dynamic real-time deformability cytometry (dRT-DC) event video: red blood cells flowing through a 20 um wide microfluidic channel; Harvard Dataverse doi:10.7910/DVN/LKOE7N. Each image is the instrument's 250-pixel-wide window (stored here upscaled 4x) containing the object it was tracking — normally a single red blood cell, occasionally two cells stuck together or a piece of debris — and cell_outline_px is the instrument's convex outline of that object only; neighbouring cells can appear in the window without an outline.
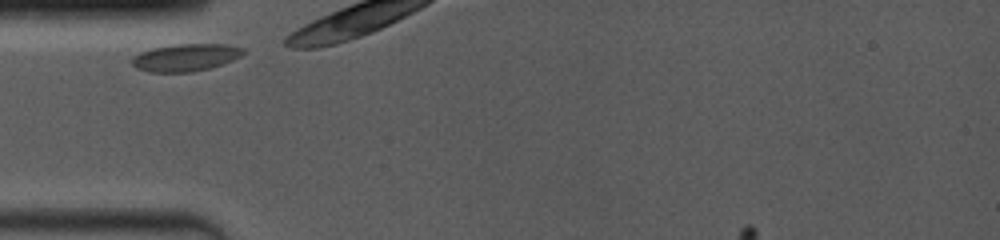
{"species": "common noctule bat (a hibernating species)", "species_latin": "Nyctalus noctula", "temperature_condition": "room temperature", "stored_images_in_passage": 3, "camera_frame_rate_fps": 4000, "um_per_image_px": 0.085, "animal": {"sex": "female", "body_mass_g": 19.0, "forearm_length_mm": 53.3}, "frame": {"image": 1, "passage_image": 1, "time_ms": 0.0, "image_size_px": [1000, 240], "cell_outline_px": [[244, 52], [240, 56], [232, 60], [208, 68], [192, 72], [148, 72], [136, 68], [132, 64], [132, 56], [140, 52], [152, 48], [176, 44], [224, 44], [244, 48]], "centroid_in_image_um": [15.73, 4.88], "position_along_channel_um": 69.3, "area_um2": 17.63}}